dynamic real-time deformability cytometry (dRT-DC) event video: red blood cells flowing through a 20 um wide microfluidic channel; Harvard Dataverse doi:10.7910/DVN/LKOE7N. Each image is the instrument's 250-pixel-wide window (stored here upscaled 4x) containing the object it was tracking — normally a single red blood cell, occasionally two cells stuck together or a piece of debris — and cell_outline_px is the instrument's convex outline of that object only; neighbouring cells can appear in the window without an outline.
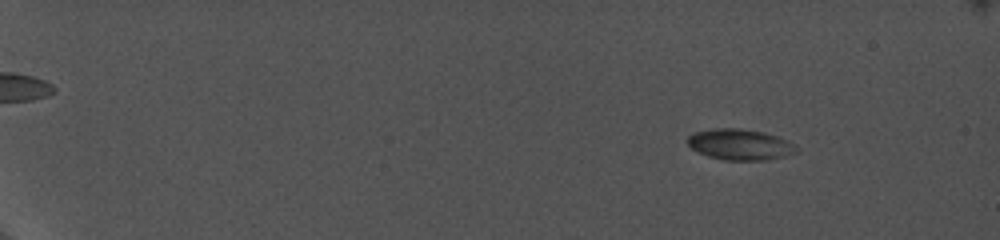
{"species": "common noctule bat (a hibernating species)", "species_latin": "Nyctalus noctula", "temperature_condition": "cold", "stored_images_in_passage": 60, "camera_frame_rate_fps": 5000, "um_per_image_px": 0.085, "animal": {"sex": "female", "body_mass_g": 19.0, "forearm_length_mm": 56.7}, "frame": {"image": 1, "passage_image": 14, "time_ms": 2.8, "image_size_px": [1000, 240], "cell_outline_px": [[800, 152], [784, 156], [764, 160], [724, 160], [708, 156], [692, 148], [688, 144], [688, 136], [692, 132], [712, 128], [740, 128], [764, 132], [776, 136], [800, 148]], "centroid_in_image_um": [62.9, 12.28], "position_along_channel_um": 22.1, "area_um2": 19.59}}
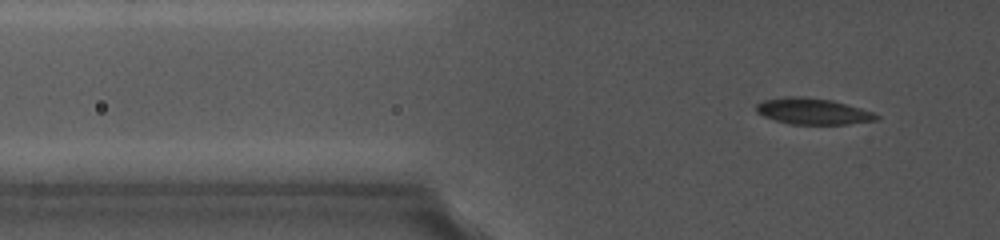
{"frame": {"image": 2, "passage_image": 35, "time_ms": 7.4, "image_size_px": [1000, 240], "cell_outline_px": [[880, 120], [848, 124], [788, 124], [764, 116], [756, 112], [756, 104], [764, 100], [784, 96], [804, 96], [832, 100], [860, 108], [872, 112], [880, 116]], "centroid_in_image_um": [69.1, 9.46], "position_along_channel_um": 56.7, "area_um2": 18.44}}
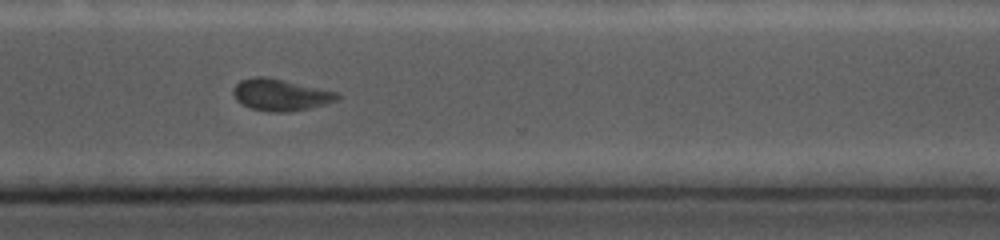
{"frame": {"image": 3, "passage_image": 55, "time_ms": 16.0, "image_size_px": [1000, 240], "cell_outline_px": [[340, 100], [308, 108], [288, 112], [268, 112], [252, 108], [236, 100], [232, 92], [232, 88], [240, 80], [252, 76], [268, 76], [320, 88], [336, 92], [340, 96]], "centroid_in_image_um": [23.82, 8.04], "position_along_channel_um": 346.8, "area_um2": 19.31}}